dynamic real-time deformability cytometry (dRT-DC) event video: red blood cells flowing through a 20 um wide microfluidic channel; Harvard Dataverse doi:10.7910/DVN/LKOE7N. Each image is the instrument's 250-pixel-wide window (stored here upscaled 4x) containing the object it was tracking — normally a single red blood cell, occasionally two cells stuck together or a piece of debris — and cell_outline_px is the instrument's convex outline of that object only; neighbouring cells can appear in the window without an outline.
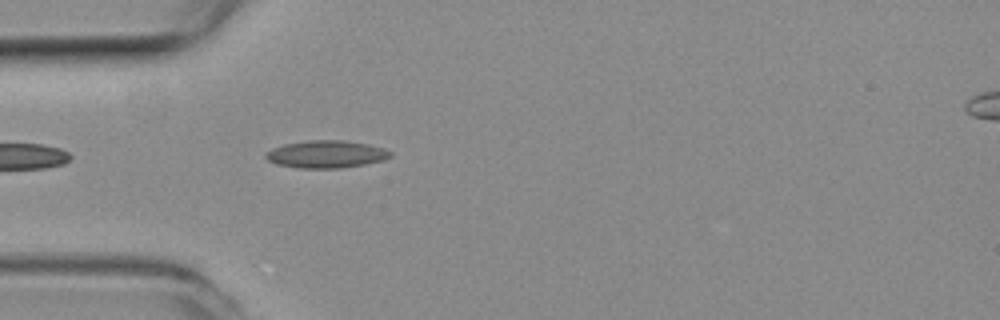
{"species": "common noctule bat (a hibernating species)", "species_latin": "Nyctalus noctula", "temperature_condition": "room temperature", "stored_images_in_passage": 19, "camera_frame_rate_fps": 3000, "um_per_image_px": 0.085, "animal": {"sex": "female", "body_mass_g": 19.3, "forearm_length_mm": 54.1}, "frame": {"image": 1, "passage_image": 4, "time_ms": 1.0, "image_size_px": [1000, 320], "cell_outline_px": [[392, 156], [384, 160], [364, 164], [340, 168], [300, 168], [276, 164], [268, 160], [264, 156], [272, 148], [284, 144], [308, 140], [344, 140], [368, 144], [384, 148], [392, 152]], "centroid_in_image_um": [27.74, 13.1], "position_along_channel_um": 57.3, "area_um2": 19.94}}